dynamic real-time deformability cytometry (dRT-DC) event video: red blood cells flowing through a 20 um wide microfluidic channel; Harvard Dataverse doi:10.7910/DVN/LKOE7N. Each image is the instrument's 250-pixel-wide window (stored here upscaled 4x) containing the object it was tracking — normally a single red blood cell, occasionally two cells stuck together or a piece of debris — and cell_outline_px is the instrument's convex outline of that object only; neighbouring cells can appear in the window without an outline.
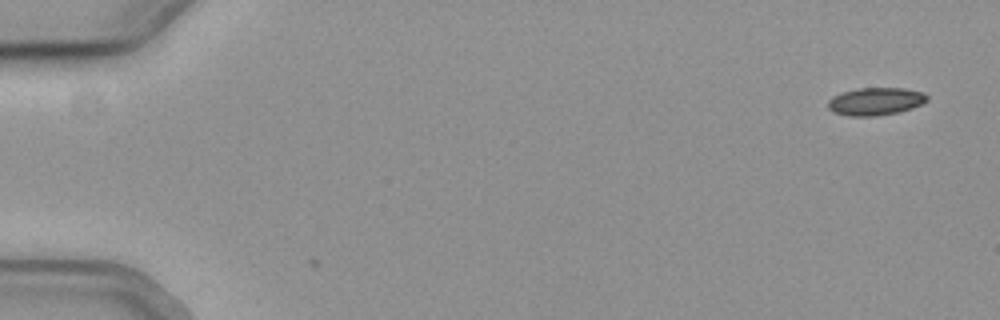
{"species": "common noctule bat (a hibernating species)", "species_latin": "Nyctalus noctula", "temperature_condition": "cold", "stored_images_in_passage": 2, "camera_frame_rate_fps": 3000, "um_per_image_px": 0.085, "animal": {"sex": "female", "body_mass_g": 19.3, "forearm_length_mm": 54.1}, "frame": {"image": 1, "passage_image": 1, "time_ms": 0.0, "image_size_px": [1000, 320], "cell_outline_px": [[928, 100], [924, 104], [900, 112], [876, 116], [852, 116], [836, 112], [828, 108], [828, 100], [832, 96], [840, 92], [860, 88], [904, 88], [924, 92], [928, 96]], "centroid_in_image_um": [74.46, 8.61], "position_along_channel_um": 10.5, "area_um2": 16.13}}